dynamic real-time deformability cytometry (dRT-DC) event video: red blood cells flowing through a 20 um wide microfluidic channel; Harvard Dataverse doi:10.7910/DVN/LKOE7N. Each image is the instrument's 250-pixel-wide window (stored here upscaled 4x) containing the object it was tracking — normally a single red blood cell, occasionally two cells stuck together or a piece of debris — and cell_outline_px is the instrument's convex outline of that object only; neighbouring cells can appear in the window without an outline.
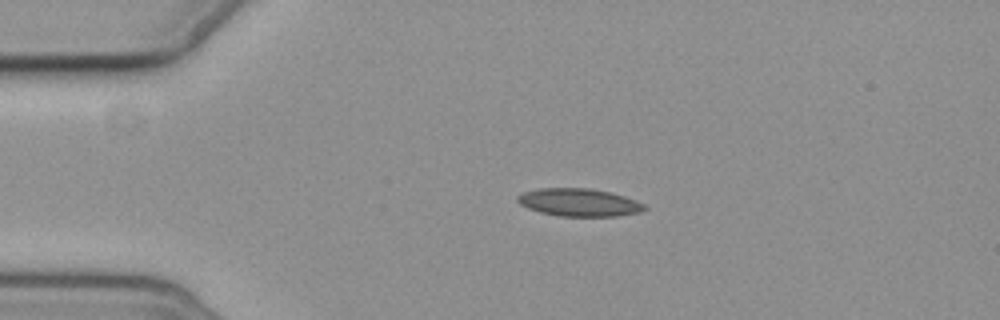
{"species": "common noctule bat (a hibernating species)", "species_latin": "Nyctalus noctula", "temperature_condition": "cold", "stored_images_in_passage": 2, "camera_frame_rate_fps": 3000, "um_per_image_px": 0.085, "animal": {"sex": "female", "body_mass_g": 19.3, "forearm_length_mm": 54.1}, "frame": {"image": 1, "passage_image": 1, "time_ms": 0.0, "image_size_px": [1000, 320], "cell_outline_px": [[648, 208], [640, 212], [616, 216], [560, 216], [540, 212], [528, 208], [520, 204], [516, 200], [516, 196], [520, 192], [540, 188], [588, 188], [608, 192], [624, 196], [636, 200], [644, 204]], "centroid_in_image_um": [49.19, 17.2], "position_along_channel_um": 35.8, "area_um2": 20.58}}